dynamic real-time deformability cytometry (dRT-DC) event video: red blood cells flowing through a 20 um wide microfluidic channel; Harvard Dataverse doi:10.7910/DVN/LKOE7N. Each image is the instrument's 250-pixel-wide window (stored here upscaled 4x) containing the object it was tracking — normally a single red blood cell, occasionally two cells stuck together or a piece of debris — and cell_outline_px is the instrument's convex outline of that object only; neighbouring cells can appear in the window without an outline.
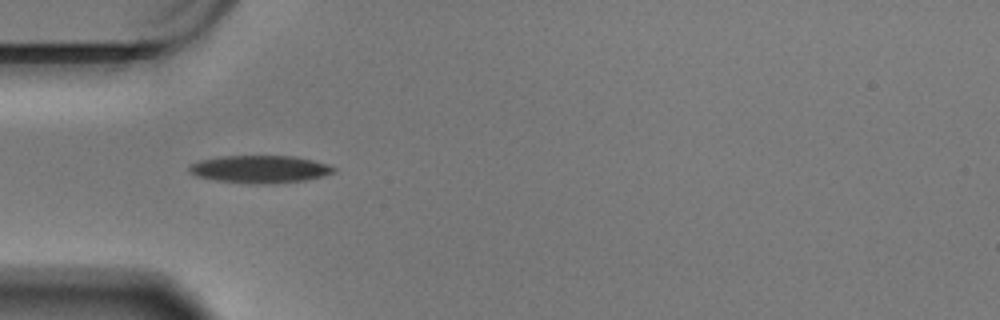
{"species": "Egyptian fruit bat (a non-hibernating species)", "species_latin": "Rousettus aegyptiacus", "temperature_condition": "warm", "stored_images_in_passage": 42, "camera_frame_rate_fps": 3000, "um_per_image_px": 0.085, "animal": {"sex": "male"}, "frame": {"image": 1, "passage_image": 1, "time_ms": 0.0, "image_size_px": [1000, 320], "cell_outline_px": [[336, 172], [324, 176], [304, 180], [268, 184], [260, 184], [216, 180], [196, 176], [188, 172], [188, 168], [192, 164], [200, 160], [220, 156], [292, 156], [312, 160], [328, 164], [336, 168]], "centroid_in_image_um": [22.1, 14.38], "position_along_channel_um": 62.9, "area_um2": 23.12}}
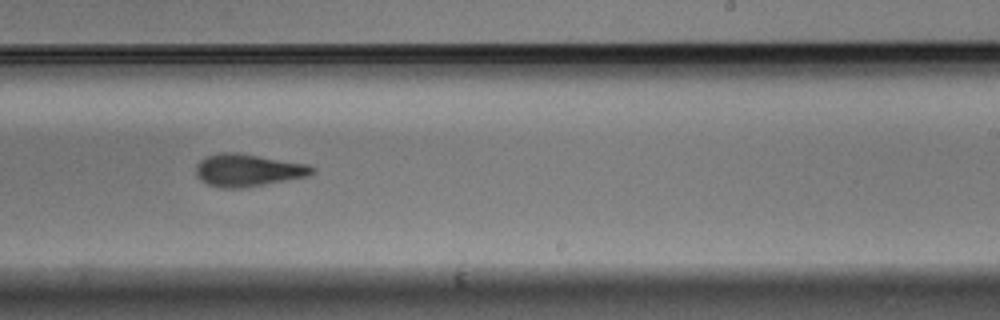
{"frame": {"image": 2, "passage_image": 19, "time_ms": 6.0, "image_size_px": [1000, 320], "cell_outline_px": [[316, 172], [308, 176], [244, 188], [220, 188], [208, 184], [200, 180], [196, 176], [196, 164], [200, 160], [208, 156], [220, 152], [236, 152], [308, 164], [316, 168]], "centroid_in_image_um": [21.07, 14.47], "position_along_channel_um": 267.9, "area_um2": 22.08}}
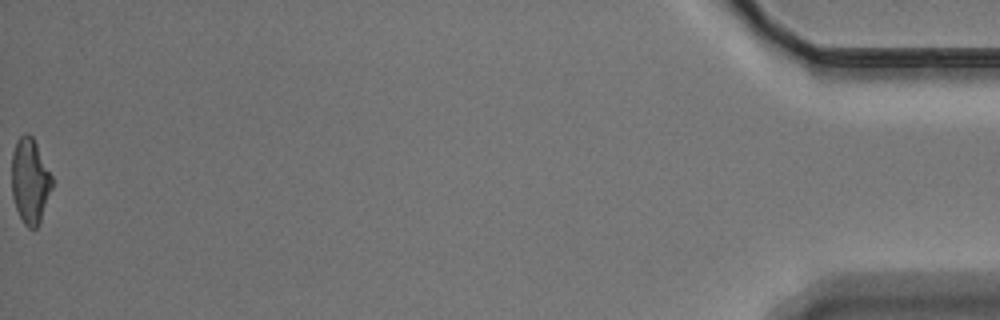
{"frame": {"image": 3, "passage_image": 42, "time_ms": 13.667, "image_size_px": [1000, 320], "cell_outline_px": [[52, 188], [40, 224], [36, 228], [28, 228], [24, 224], [16, 208], [12, 196], [12, 152], [16, 140], [24, 132], [28, 132], [32, 136], [52, 176]], "centroid_in_image_um": [2.55, 15.38], "position_along_channel_um": 432.7, "area_um2": 20.11}, "authors_computed_cell_mechanics": {"area_um2": 21.8195, "velocity_mm_per_s": 3.4283, "shape_relaxation_time_tau1_ms": 3.546, "shape_relaxation_time_tau2_ms": 2.7667, "deformation_change_tau1": 0.1583, "deformation_change_tau2": 0.1151}}